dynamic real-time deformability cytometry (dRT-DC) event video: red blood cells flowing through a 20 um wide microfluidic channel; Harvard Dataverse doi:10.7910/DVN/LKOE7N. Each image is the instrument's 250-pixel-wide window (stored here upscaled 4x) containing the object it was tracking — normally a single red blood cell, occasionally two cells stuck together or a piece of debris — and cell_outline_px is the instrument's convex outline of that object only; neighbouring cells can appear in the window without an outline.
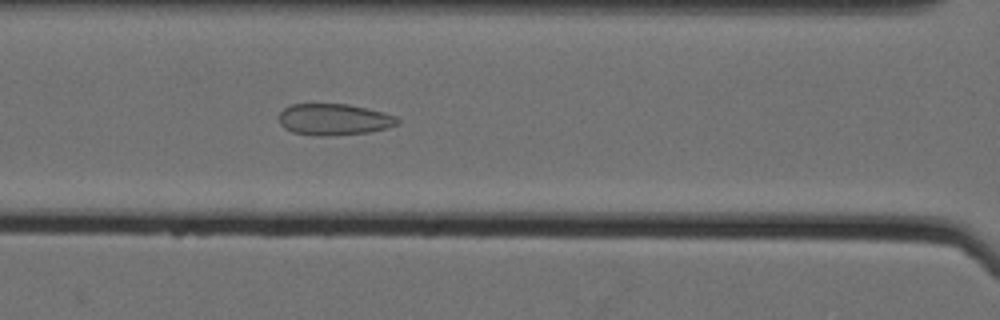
{"species": "Egyptian fruit bat (a non-hibernating species)", "species_latin": "Rousettus aegyptiacus", "temperature_condition": "cold", "stored_images_in_passage": 61, "camera_frame_rate_fps": 3000, "um_per_image_px": 0.085, "animal": {"sex": "female"}, "frame": {"image": 1, "passage_image": 30, "time_ms": 9.667, "image_size_px": [1000, 320], "cell_outline_px": [[400, 124], [388, 128], [368, 132], [328, 136], [312, 136], [292, 132], [284, 128], [280, 124], [276, 116], [284, 108], [292, 104], [348, 104], [384, 112], [396, 116], [400, 120]], "centroid_in_image_um": [28.37, 10.16], "position_along_channel_um": 138.2, "area_um2": 22.08}}
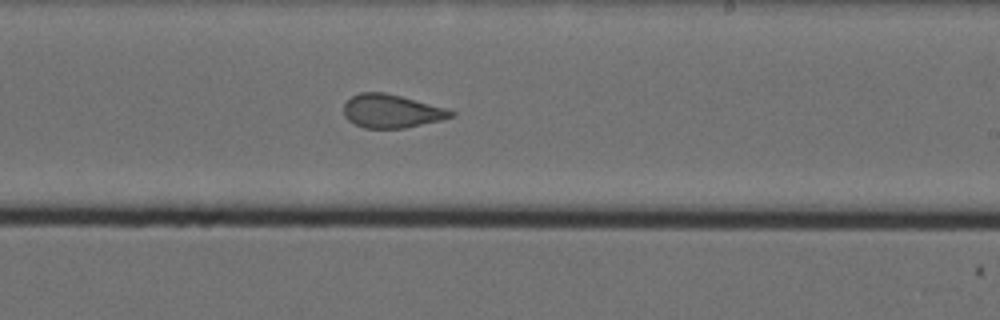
{"frame": {"image": 2, "passage_image": 40, "time_ms": 13.0, "image_size_px": [1000, 320], "cell_outline_px": [[456, 116], [440, 120], [404, 128], [364, 128], [348, 120], [344, 116], [344, 104], [352, 96], [360, 92], [384, 92], [448, 108], [456, 112]], "centroid_in_image_um": [33.3, 9.44], "position_along_channel_um": 255.7, "area_um2": 20.87}}
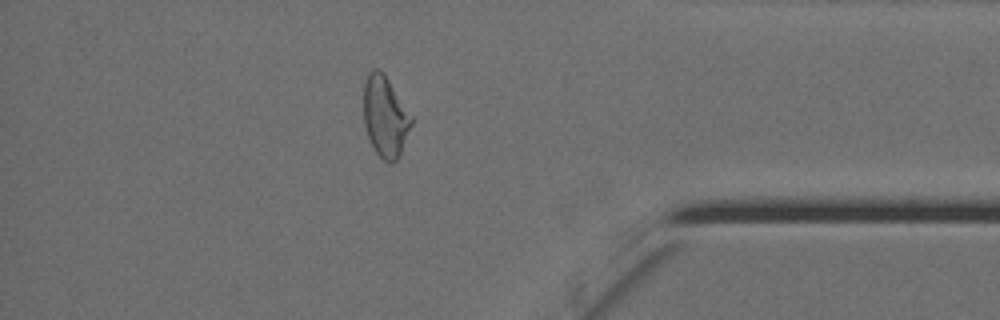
{"frame": {"image": 3, "passage_image": 54, "time_ms": 17.667, "image_size_px": [1000, 320], "cell_outline_px": [[412, 124], [400, 152], [396, 160], [392, 164], [384, 160], [376, 152], [368, 136], [364, 124], [364, 84], [368, 72], [372, 68], [376, 68], [384, 72], [412, 116]], "centroid_in_image_um": [32.73, 9.86], "position_along_channel_um": 402.5, "area_um2": 22.31}, "authors_computed_cell_mechanics": {"area_um2": 23.2934, "velocity_mm_per_s": 3.5446, "shape_relaxation_time_tau1_ms": null, "shape_relaxation_time_tau2_ms": 1.1286, "deformation_change_tau1": null, "deformation_change_tau2": 0.0779}}